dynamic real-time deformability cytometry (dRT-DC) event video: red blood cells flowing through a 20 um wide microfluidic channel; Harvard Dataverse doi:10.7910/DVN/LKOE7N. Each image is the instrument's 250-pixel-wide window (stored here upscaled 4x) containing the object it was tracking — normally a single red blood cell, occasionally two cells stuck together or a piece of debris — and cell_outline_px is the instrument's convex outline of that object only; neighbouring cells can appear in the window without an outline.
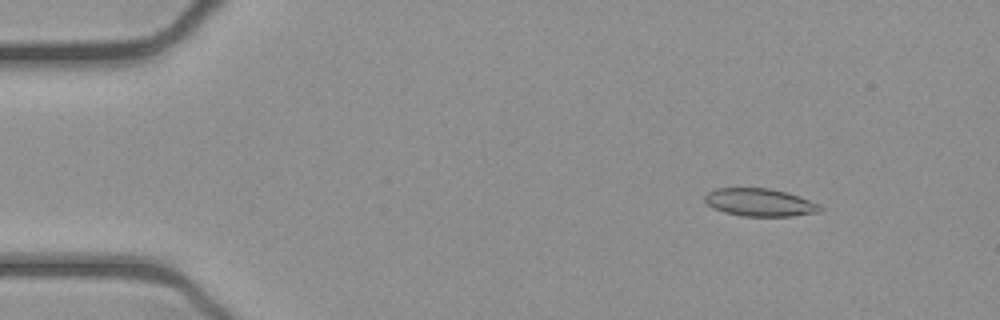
{"species": "common noctule bat (a hibernating species)", "species_latin": "Nyctalus noctula", "temperature_condition": "cold", "stored_images_in_passage": 52, "camera_frame_rate_fps": 3000, "um_per_image_px": 0.085, "animal": {"sex": "female", "body_mass_g": 21.9}, "frame": {"image": 1, "passage_image": 7, "time_ms": 2.0, "image_size_px": [1000, 320], "cell_outline_px": [[824, 208], [820, 212], [792, 216], [744, 216], [724, 212], [708, 204], [704, 200], [704, 196], [708, 192], [716, 188], [768, 188], [788, 192], [800, 196], [820, 204]], "centroid_in_image_um": [64.64, 17.2], "position_along_channel_um": 20.4, "area_um2": 18.73}}
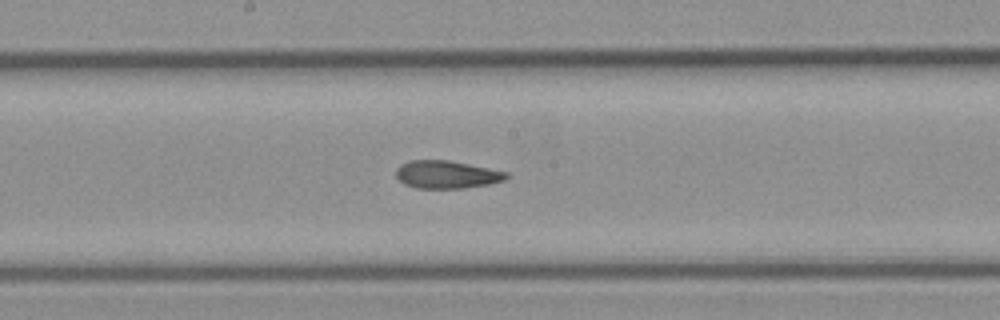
{"frame": {"image": 2, "passage_image": 28, "time_ms": 9.0, "image_size_px": [1000, 320], "cell_outline_px": [[508, 176], [504, 180], [488, 184], [464, 188], [416, 188], [404, 184], [396, 176], [396, 168], [400, 164], [408, 160], [448, 160], [508, 172]], "centroid_in_image_um": [37.93, 14.83], "position_along_channel_um": 210.3, "area_um2": 17.8}}
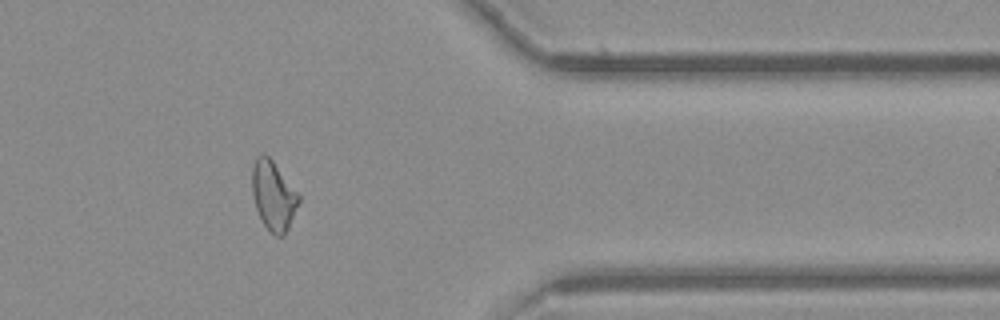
{"frame": {"image": 3, "passage_image": 43, "time_ms": 14.0, "image_size_px": [1000, 320], "cell_outline_px": [[300, 200], [288, 228], [284, 236], [276, 236], [260, 220], [252, 196], [252, 168], [256, 156], [264, 152], [272, 160], [300, 196]], "centroid_in_image_um": [23.21, 16.61], "position_along_channel_um": 388.2, "area_um2": 18.67}, "authors_computed_cell_mechanics": {"area_um2": 18.7272, "velocity_mm_per_s": 3.9362, "shape_relaxation_time_tau1_ms": null, "shape_relaxation_time_tau2_ms": 3.3834, "deformation_change_tau1": null, "deformation_change_tau2": 0.1005}}